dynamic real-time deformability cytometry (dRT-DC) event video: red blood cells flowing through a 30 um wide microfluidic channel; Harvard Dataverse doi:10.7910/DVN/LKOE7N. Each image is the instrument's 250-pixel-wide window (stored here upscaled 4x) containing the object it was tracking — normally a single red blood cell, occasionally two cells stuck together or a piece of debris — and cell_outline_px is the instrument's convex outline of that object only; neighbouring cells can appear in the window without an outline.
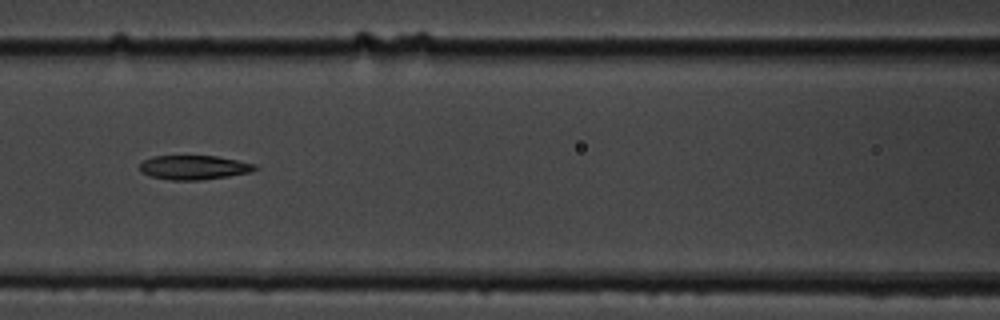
{"species": "common noctule bat (a hibernating species)", "species_latin": "Nyctalus noctula", "temperature_condition": "cold", "stored_images_in_passage": 7, "camera_frame_rate_fps": 3000, "um_per_image_px": 0.085, "animal": {"sex": "male", "body_mass_g": 19.5, "forearm_length_mm": 54.6}, "frame": {"image": 1, "passage_image": 7, "time_ms": 7.0, "image_size_px": [1000, 320], "cell_outline_px": [[260, 168], [248, 172], [228, 176], [200, 180], [168, 180], [152, 176], [140, 172], [140, 164], [144, 160], [152, 156], [216, 156], [256, 164]], "centroid_in_image_um": [16.47, 14.23], "position_along_channel_um": 150.1, "area_um2": 16.18}}